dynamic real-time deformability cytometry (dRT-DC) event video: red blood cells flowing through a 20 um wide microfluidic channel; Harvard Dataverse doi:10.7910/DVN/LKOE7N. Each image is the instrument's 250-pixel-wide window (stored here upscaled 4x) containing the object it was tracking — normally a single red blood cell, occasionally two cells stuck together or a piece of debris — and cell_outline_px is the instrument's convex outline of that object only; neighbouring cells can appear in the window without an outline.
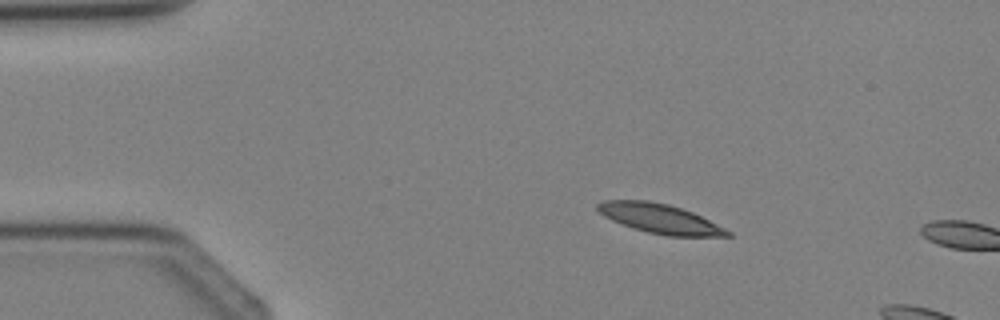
{"species": "Egyptian fruit bat (a non-hibernating species)", "species_latin": "Rousettus aegyptiacus", "temperature_condition": "cold", "stored_images_in_passage": 2, "camera_frame_rate_fps": 3000, "um_per_image_px": 0.085, "animal": {"sex": "female"}, "frame": {"image": 1, "passage_image": 1, "time_ms": 0.0, "image_size_px": [1000, 320], "cell_outline_px": [[732, 236], [668, 236], [648, 232], [612, 220], [604, 216], [596, 208], [596, 204], [604, 200], [648, 200], [668, 204], [692, 212], [732, 232]], "centroid_in_image_um": [56.08, 18.57], "position_along_channel_um": 28.9, "area_um2": 21.91}}